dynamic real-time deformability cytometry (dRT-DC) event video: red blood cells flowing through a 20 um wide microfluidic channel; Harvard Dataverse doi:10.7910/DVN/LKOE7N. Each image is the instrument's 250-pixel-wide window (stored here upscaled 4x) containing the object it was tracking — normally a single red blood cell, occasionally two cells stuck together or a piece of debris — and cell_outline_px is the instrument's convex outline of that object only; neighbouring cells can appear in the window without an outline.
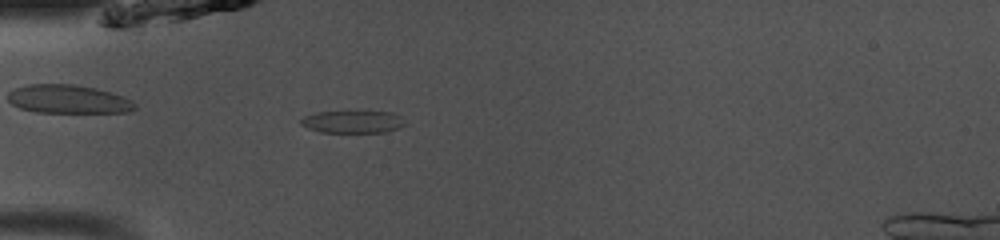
{"species": "common noctule bat (a hibernating species)", "species_latin": "Nyctalus noctula", "temperature_condition": "room temperature", "stored_images_in_passage": 36, "camera_frame_rate_fps": 3000, "um_per_image_px": 0.085, "animal": {"sex": "male", "body_mass_g": 13.0, "forearm_length_mm": 53.1}, "frame": {"image": 1, "passage_image": 2, "time_ms": 0.333, "image_size_px": [1000, 240], "cell_outline_px": [[404, 124], [396, 128], [384, 132], [320, 132], [308, 128], [300, 124], [300, 120], [304, 116], [316, 112], [392, 112], [400, 116]], "centroid_in_image_um": [29.92, 10.35], "position_along_channel_um": 55.1, "area_um2": 13.29}}
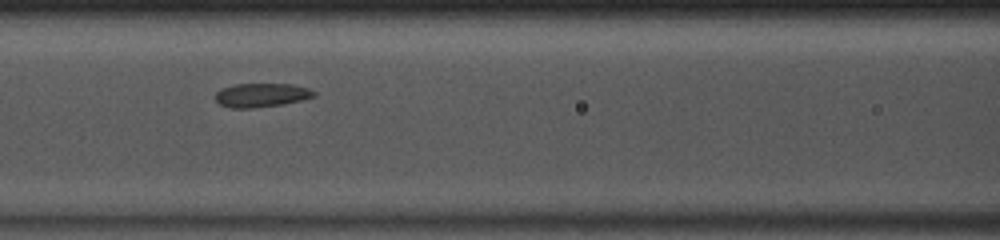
{"frame": {"image": 2, "passage_image": 9, "time_ms": 2.667, "image_size_px": [1000, 240], "cell_outline_px": [[316, 96], [284, 104], [252, 108], [232, 108], [220, 104], [216, 100], [216, 92], [220, 88], [236, 84], [292, 84], [308, 88], [316, 92]], "centroid_in_image_um": [22.22, 8.08], "position_along_channel_um": 144.4, "area_um2": 13.7}}
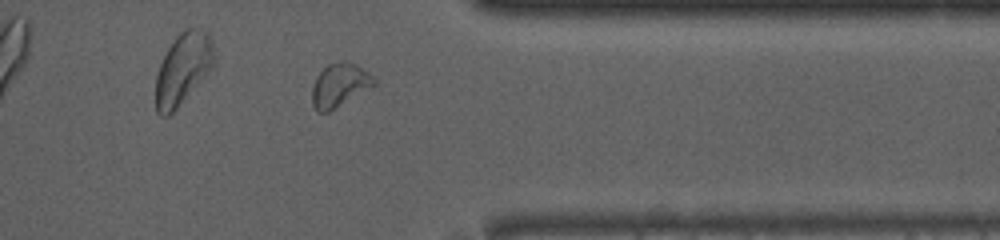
{"frame": {"image": 3, "passage_image": 27, "time_ms": 8.667, "image_size_px": [1000, 240], "cell_outline_px": [[376, 84], [328, 112], [316, 112], [312, 104], [312, 88], [316, 76], [328, 64], [356, 64], [372, 76], [376, 80]], "centroid_in_image_um": [28.82, 7.28], "position_along_channel_um": 382.6, "area_um2": 15.09}, "authors_computed_cell_mechanics": {"area_um2": 13.9876, "velocity_mm_per_s": 4.0654, "shape_relaxation_time_tau1_ms": null, "shape_relaxation_time_tau2_ms": 2.75, "deformation_change_tau1": null, "deformation_change_tau2": 0.0779}}